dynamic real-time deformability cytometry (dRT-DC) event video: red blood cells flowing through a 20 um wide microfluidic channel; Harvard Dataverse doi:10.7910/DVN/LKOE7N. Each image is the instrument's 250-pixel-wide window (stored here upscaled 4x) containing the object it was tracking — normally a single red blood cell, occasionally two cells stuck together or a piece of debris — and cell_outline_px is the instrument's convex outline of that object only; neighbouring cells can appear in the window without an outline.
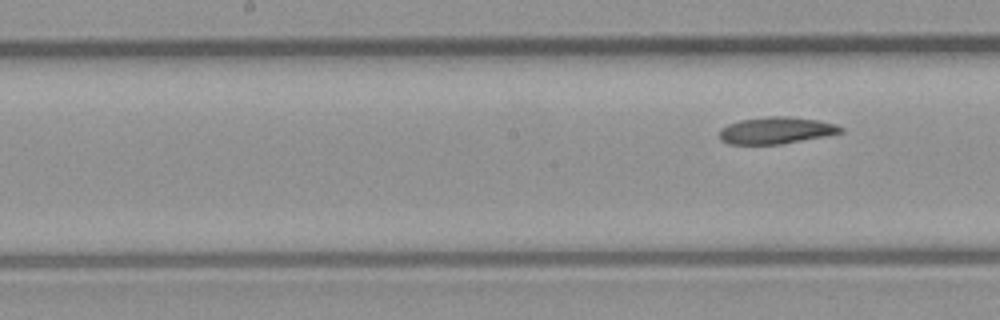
{"species": "common noctule bat (a hibernating species)", "species_latin": "Nyctalus noctula", "temperature_condition": "room temperature", "stored_images_in_passage": 7, "segment_of_instrument_passage": [2, 2], "camera_frame_rate_fps": 3000, "um_per_image_px": 0.085, "animal": {"sex": "male", "body_mass_g": 23.1, "forearm_length_mm": 52.7}, "frame": {"image": 1, "passage_image": 7, "time_ms": 6.667, "image_size_px": [1000, 320], "cell_outline_px": [[844, 132], [824, 136], [780, 144], [728, 144], [720, 140], [720, 128], [728, 124], [740, 120], [768, 116], [784, 116], [816, 120], [836, 124], [844, 128]], "centroid_in_image_um": [65.95, 11.08], "position_along_channel_um": 182.3, "area_um2": 18.84}}